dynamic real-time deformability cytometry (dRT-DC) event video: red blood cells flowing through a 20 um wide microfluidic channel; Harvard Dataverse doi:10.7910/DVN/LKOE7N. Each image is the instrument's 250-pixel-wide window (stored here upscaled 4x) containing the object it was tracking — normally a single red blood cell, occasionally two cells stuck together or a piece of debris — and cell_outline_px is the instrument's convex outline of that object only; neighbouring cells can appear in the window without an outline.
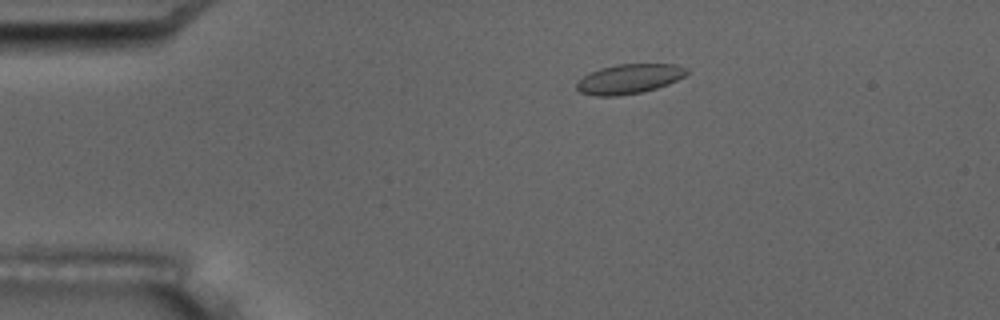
{"species": "common noctule bat (a hibernating species)", "species_latin": "Nyctalus noctula", "temperature_condition": "room temperature", "stored_images_in_passage": 7, "camera_frame_rate_fps": 3000, "um_per_image_px": 0.085, "animal": {"sex": "male", "body_mass_g": 17.5, "forearm_length_mm": 52.3}, "frame": {"image": 1, "passage_image": 7, "time_ms": 7.0, "image_size_px": [1000, 320], "cell_outline_px": [[688, 72], [684, 76], [668, 84], [656, 88], [640, 92], [616, 96], [596, 96], [580, 92], [576, 88], [576, 84], [588, 72], [600, 68], [616, 64], [676, 64], [688, 68]], "centroid_in_image_um": [53.47, 6.69], "position_along_channel_um": 31.5, "area_um2": 18.96}}